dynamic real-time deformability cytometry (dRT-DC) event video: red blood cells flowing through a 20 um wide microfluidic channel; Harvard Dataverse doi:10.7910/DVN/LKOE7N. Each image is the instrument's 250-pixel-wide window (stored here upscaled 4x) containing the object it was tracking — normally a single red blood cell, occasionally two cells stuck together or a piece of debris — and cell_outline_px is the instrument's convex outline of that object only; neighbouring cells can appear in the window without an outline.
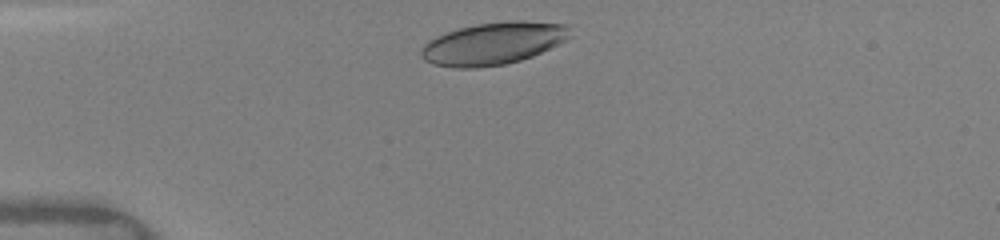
{"species": "human", "species_latin": "Homo sapiens", "temperature_condition": "warm", "stored_images_in_passage": 5, "camera_frame_rate_fps": 3000, "um_per_image_px": 0.085, "donor": {"sex": "female"}, "frame": {"image": 1, "passage_image": 1, "time_ms": 0.0, "image_size_px": [1000, 240], "cell_outline_px": [[568, 36], [564, 40], [532, 56], [520, 60], [504, 64], [476, 68], [452, 68], [432, 64], [424, 60], [420, 56], [420, 48], [428, 40], [444, 32], [476, 24], [508, 20], [524, 20], [564, 24]], "centroid_in_image_um": [41.8, 3.7], "position_along_channel_um": 43.2, "area_um2": 36.53}}
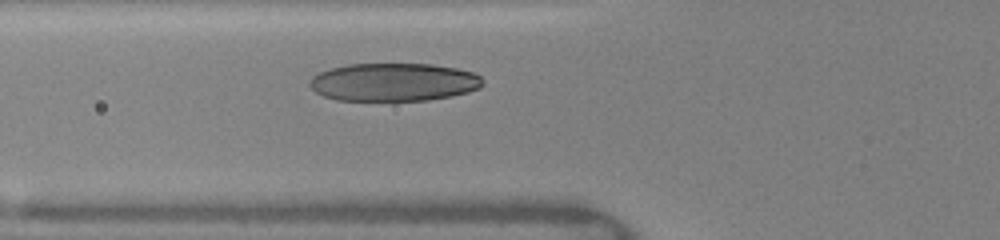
{"frame": {"image": 2, "passage_image": 5, "time_ms": 2.0, "image_size_px": [1000, 240], "cell_outline_px": [[484, 84], [480, 88], [468, 92], [452, 96], [428, 100], [336, 100], [324, 96], [316, 92], [308, 84], [312, 76], [320, 72], [332, 68], [348, 64], [432, 64], [456, 68], [472, 72], [480, 76], [484, 80]], "centroid_in_image_um": [33.49, 6.98], "position_along_channel_um": 92.3, "area_um2": 38.44}}